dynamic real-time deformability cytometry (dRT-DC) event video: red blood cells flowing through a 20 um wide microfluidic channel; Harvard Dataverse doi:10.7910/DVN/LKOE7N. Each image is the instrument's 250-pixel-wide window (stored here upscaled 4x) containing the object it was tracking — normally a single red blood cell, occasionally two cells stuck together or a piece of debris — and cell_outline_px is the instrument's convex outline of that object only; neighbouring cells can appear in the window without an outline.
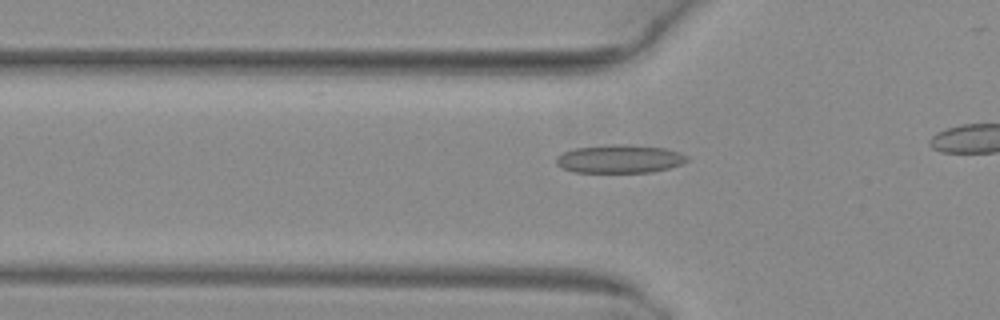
{"species": "common noctule bat (a hibernating species)", "species_latin": "Nyctalus noctula", "temperature_condition": "warm", "stored_images_in_passage": 26, "camera_frame_rate_fps": 3000, "um_per_image_px": 0.085, "animal": {"sex": "female", "body_mass_g": 29.2, "forearm_length_mm": 56.3}, "frame": {"image": 1, "passage_image": 2, "time_ms": 0.333, "image_size_px": [1000, 320], "cell_outline_px": [[688, 160], [680, 164], [668, 168], [652, 172], [576, 172], [564, 168], [556, 164], [556, 156], [564, 152], [576, 148], [608, 144], [620, 144], [664, 148], [680, 152], [688, 156]], "centroid_in_image_um": [52.67, 13.5], "position_along_channel_um": 73.1, "area_um2": 21.39}}
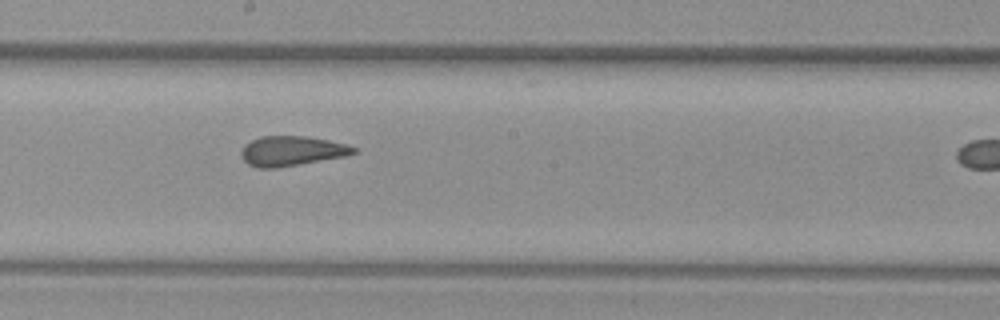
{"frame": {"image": 2, "passage_image": 13, "time_ms": 4.0, "image_size_px": [1000, 320], "cell_outline_px": [[356, 152], [344, 156], [276, 168], [256, 168], [248, 164], [240, 156], [240, 152], [244, 144], [260, 136], [304, 136], [328, 140], [344, 144], [356, 148]], "centroid_in_image_um": [24.72, 12.83], "position_along_channel_um": 223.5, "area_um2": 19.36}}
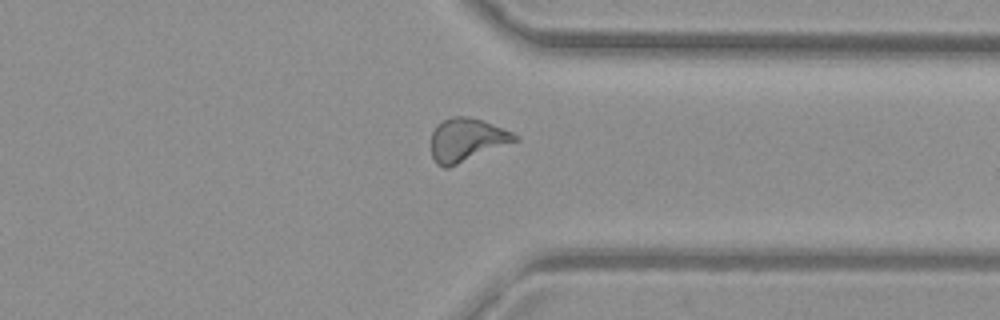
{"frame": {"image": 3, "passage_image": 24, "time_ms": 7.667, "image_size_px": [1000, 320], "cell_outline_px": [[520, 140], [448, 168], [444, 168], [436, 164], [432, 156], [432, 132], [436, 124], [452, 116], [468, 116], [484, 120], [504, 128], [520, 136]], "centroid_in_image_um": [39.7, 11.88], "position_along_channel_um": 371.7, "area_um2": 21.39}}